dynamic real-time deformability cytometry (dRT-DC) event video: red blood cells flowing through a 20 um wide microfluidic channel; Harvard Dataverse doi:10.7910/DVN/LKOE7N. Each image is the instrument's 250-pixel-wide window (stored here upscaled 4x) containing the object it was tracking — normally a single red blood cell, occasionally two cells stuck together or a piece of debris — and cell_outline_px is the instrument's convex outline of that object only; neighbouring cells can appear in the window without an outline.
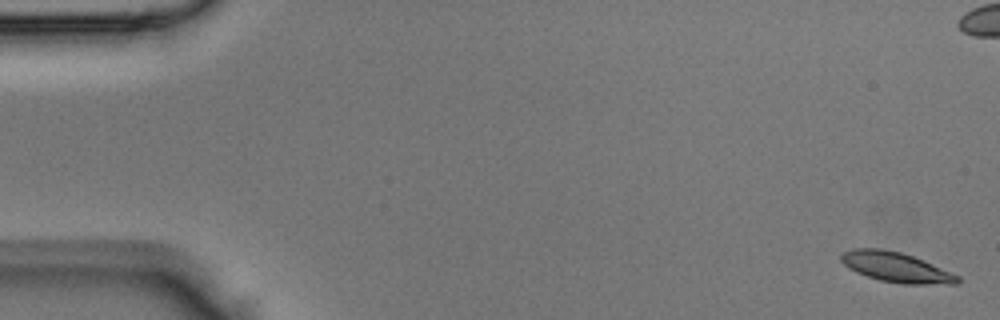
{"species": "Egyptian fruit bat (a non-hibernating species)", "species_latin": "Rousettus aegyptiacus", "temperature_condition": "room temperature", "stored_images_in_passage": 44, "camera_frame_rate_fps": 3000, "um_per_image_px": 0.085, "animal": {"sex": "male"}, "frame": {"image": 1, "passage_image": 1, "time_ms": 0.0, "image_size_px": [1000, 320], "cell_outline_px": [[960, 284], [904, 284], [880, 280], [856, 272], [848, 268], [840, 260], [840, 256], [844, 252], [852, 248], [880, 248], [900, 252], [924, 260], [960, 276]], "centroid_in_image_um": [76.18, 22.71], "position_along_channel_um": 8.8, "area_um2": 20.35}}
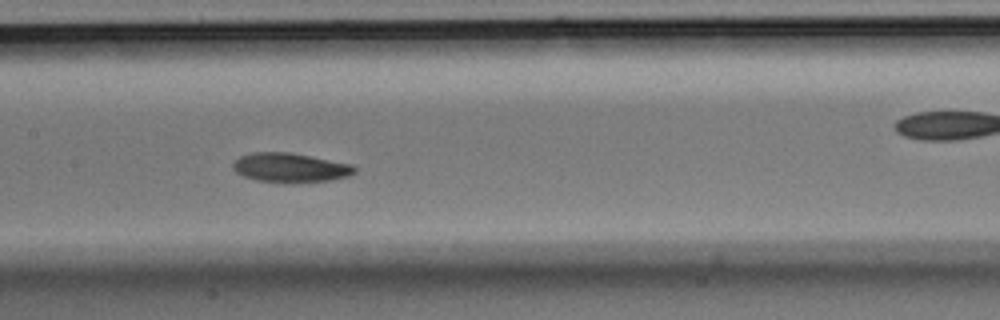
{"frame": {"image": 2, "passage_image": 21, "time_ms": 6.667, "image_size_px": [1000, 320], "cell_outline_px": [[356, 172], [348, 176], [328, 180], [288, 184], [284, 184], [256, 180], [244, 176], [236, 172], [232, 168], [232, 164], [240, 156], [252, 152], [292, 152], [352, 164], [356, 168]], "centroid_in_image_um": [24.66, 14.26], "position_along_channel_um": 182.7, "area_um2": 21.1}}
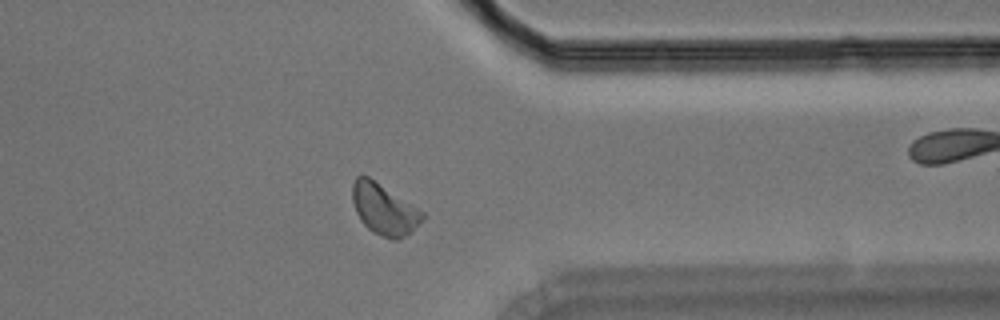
{"frame": {"image": 3, "passage_image": 34, "time_ms": 11.0, "image_size_px": [1000, 320], "cell_outline_px": [[424, 216], [412, 232], [408, 236], [396, 240], [392, 240], [372, 232], [360, 220], [356, 212], [352, 200], [352, 184], [356, 176], [368, 176], [424, 212]], "centroid_in_image_um": [32.63, 17.81], "position_along_channel_um": 378.8, "area_um2": 20.69}}